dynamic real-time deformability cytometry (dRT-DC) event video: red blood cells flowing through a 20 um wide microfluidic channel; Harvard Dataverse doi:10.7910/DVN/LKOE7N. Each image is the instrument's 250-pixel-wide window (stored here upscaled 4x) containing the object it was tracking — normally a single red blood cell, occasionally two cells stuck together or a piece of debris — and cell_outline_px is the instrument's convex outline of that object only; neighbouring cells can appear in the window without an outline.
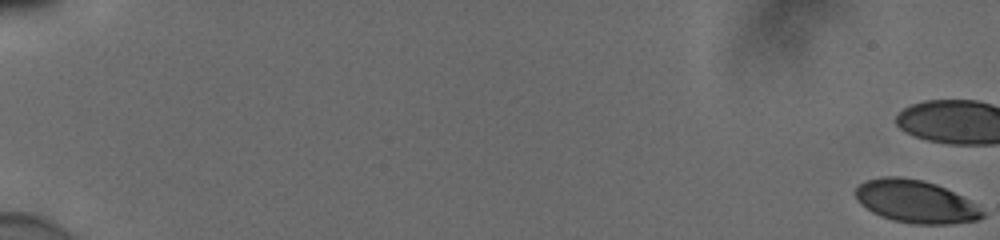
{"species": "human", "species_latin": "Homo sapiens", "temperature_condition": "cold", "stored_images_in_passage": 18, "camera_frame_rate_fps": 3000, "um_per_image_px": 0.085, "donor": {"sex": "male"}, "frame": {"image": 1, "passage_image": 1, "time_ms": 0.0, "image_size_px": [1000, 240], "cell_outline_px": [[984, 216], [976, 220], [948, 224], [912, 224], [892, 220], [880, 216], [872, 212], [860, 204], [856, 196], [856, 188], [860, 184], [868, 180], [884, 176], [900, 176], [924, 180], [936, 184], [976, 204], [984, 212]], "centroid_in_image_um": [77.81, 17.13], "position_along_channel_um": 7.2, "area_um2": 31.39}}